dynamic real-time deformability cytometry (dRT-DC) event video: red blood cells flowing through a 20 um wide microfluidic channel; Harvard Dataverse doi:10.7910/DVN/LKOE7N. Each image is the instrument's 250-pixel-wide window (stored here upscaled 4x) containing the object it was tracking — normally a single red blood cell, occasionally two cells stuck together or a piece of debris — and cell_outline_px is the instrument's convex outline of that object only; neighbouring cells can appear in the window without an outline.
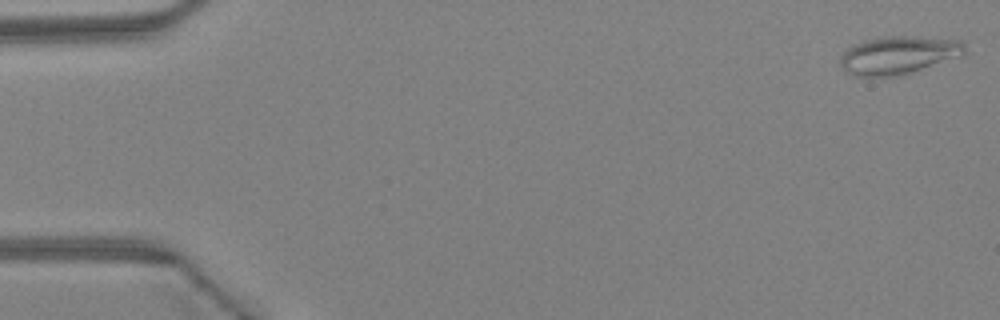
{"species": "Egyptian fruit bat (a non-hibernating species)", "species_latin": "Rousettus aegyptiacus", "temperature_condition": "warm", "stored_images_in_passage": 11, "camera_frame_rate_fps": 3000, "um_per_image_px": 0.085, "animal": {"sex": "female"}, "frame": {"image": 1, "passage_image": 1, "time_ms": 0.0, "image_size_px": [1000, 320], "cell_outline_px": [[968, 52], [964, 56], [900, 76], [852, 76], [840, 64], [840, 56], [848, 48], [864, 40], [876, 36], [916, 36], [960, 40], [964, 44]], "centroid_in_image_um": [76.42, 4.68], "position_along_channel_um": 8.6, "area_um2": 28.03}}